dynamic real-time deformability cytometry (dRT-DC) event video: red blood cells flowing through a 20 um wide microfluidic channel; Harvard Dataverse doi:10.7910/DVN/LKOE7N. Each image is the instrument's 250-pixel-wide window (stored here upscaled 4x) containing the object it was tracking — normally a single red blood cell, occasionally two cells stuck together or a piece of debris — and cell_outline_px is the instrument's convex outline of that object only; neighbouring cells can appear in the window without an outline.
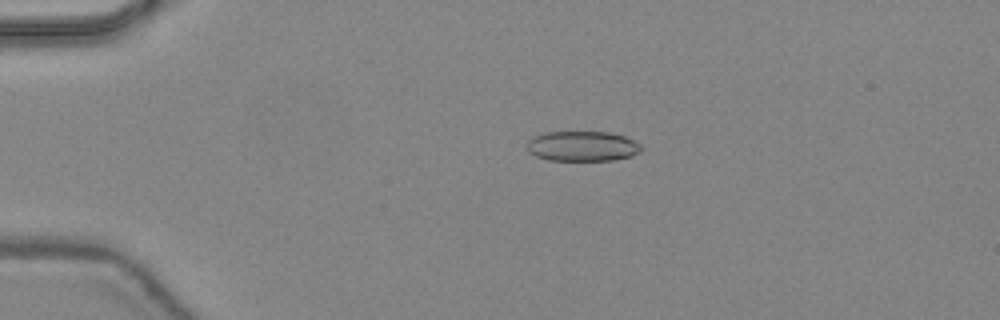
{"species": "common noctule bat (a hibernating species)", "species_latin": "Nyctalus noctula", "temperature_condition": "warm", "stored_images_in_passage": 29, "camera_frame_rate_fps": 3000, "um_per_image_px": 0.085, "animal": {"sex": "female", "body_mass_g": 24.6, "forearm_length_mm": 56.2}, "frame": {"image": 1, "passage_image": 11, "time_ms": 3.333, "image_size_px": [1000, 320], "cell_outline_px": [[644, 148], [640, 152], [632, 156], [612, 160], [548, 160], [536, 156], [528, 152], [524, 144], [532, 136], [544, 132], [608, 132], [624, 136], [640, 144]], "centroid_in_image_um": [49.46, 12.42], "position_along_channel_um": 35.5, "area_um2": 20.29}}
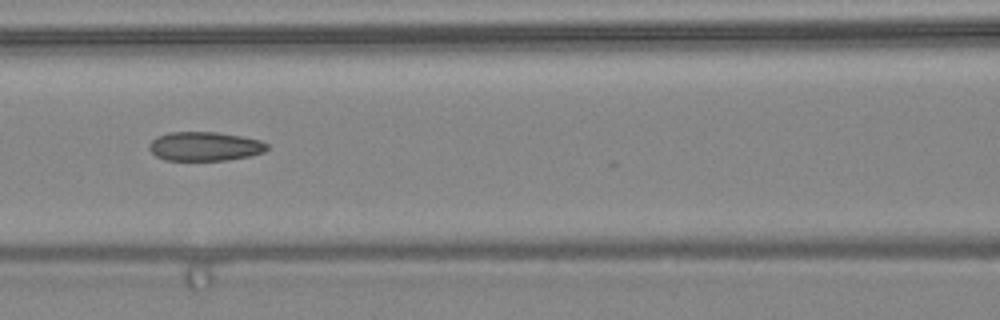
{"frame": {"image": 2, "passage_image": 22, "time_ms": 7.0, "image_size_px": [1000, 320], "cell_outline_px": [[268, 148], [264, 152], [248, 156], [228, 160], [164, 160], [156, 156], [148, 148], [148, 144], [156, 136], [168, 132], [216, 132], [240, 136], [260, 140], [268, 144]], "centroid_in_image_um": [17.37, 12.44], "position_along_channel_um": 149.2, "area_um2": 20.0}}
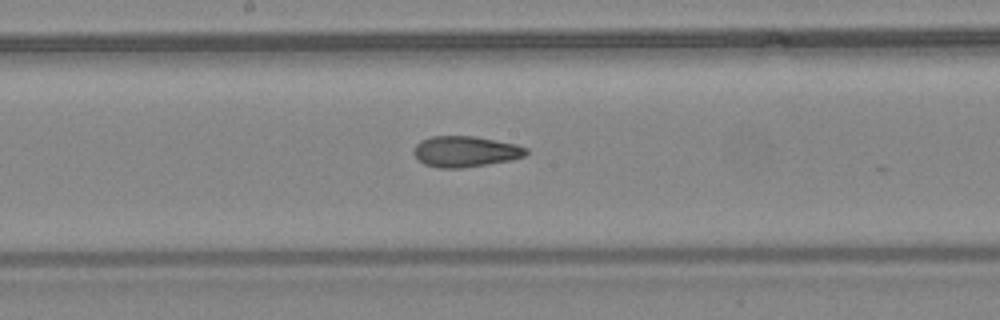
{"frame": {"image": 3, "passage_image": 26, "time_ms": 8.333, "image_size_px": [1000, 320], "cell_outline_px": [[528, 152], [524, 156], [512, 160], [488, 164], [460, 168], [440, 168], [424, 164], [412, 152], [416, 144], [420, 140], [432, 136], [476, 136], [516, 144], [528, 148]], "centroid_in_image_um": [39.56, 12.87], "position_along_channel_um": 208.6, "area_um2": 20.29}}